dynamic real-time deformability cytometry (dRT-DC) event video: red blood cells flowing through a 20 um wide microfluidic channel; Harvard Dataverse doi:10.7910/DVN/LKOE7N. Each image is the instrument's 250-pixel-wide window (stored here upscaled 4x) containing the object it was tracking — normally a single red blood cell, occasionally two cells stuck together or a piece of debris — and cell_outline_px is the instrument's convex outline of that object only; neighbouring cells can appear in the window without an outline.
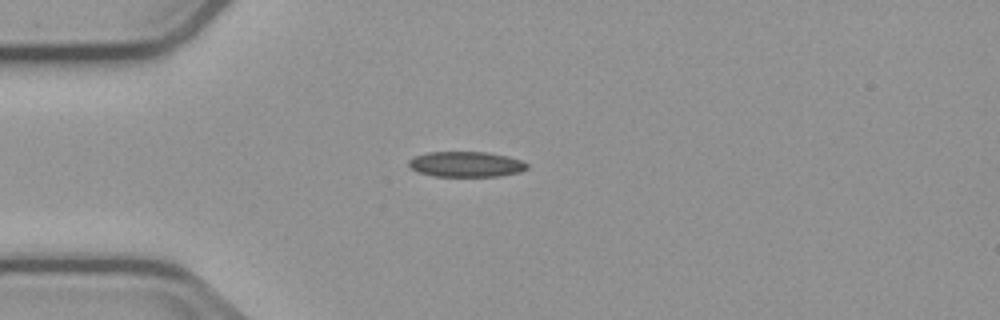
{"species": "common noctule bat (a hibernating species)", "species_latin": "Nyctalus noctula", "temperature_condition": "cold", "stored_images_in_passage": 4, "camera_frame_rate_fps": 3000, "um_per_image_px": 0.085, "animal": {"sex": "male", "body_mass_g": 23.1, "forearm_length_mm": 52.7}, "frame": {"image": 1, "passage_image": 4, "time_ms": 3.667, "image_size_px": [1000, 320], "cell_outline_px": [[528, 168], [520, 172], [500, 176], [432, 176], [420, 172], [412, 168], [408, 164], [408, 160], [416, 156], [428, 152], [488, 152], [508, 156], [520, 160], [528, 164]], "centroid_in_image_um": [39.64, 13.96], "position_along_channel_um": 45.4, "area_um2": 17.46}}